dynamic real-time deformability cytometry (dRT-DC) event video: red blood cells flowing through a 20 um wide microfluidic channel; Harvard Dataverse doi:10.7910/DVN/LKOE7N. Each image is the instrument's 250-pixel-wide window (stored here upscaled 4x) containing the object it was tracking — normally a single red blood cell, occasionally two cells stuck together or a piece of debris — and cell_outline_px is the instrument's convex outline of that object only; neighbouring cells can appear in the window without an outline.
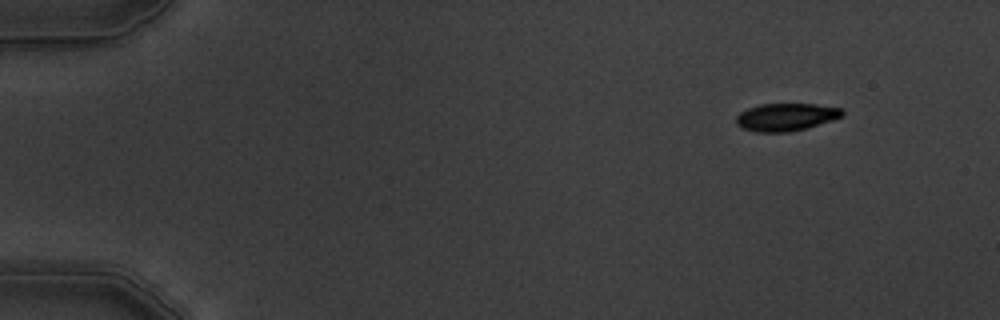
{"species": "common noctule bat (a hibernating species)", "species_latin": "Nyctalus noctula", "temperature_condition": "warm", "stored_images_in_passage": 4, "camera_frame_rate_fps": 3000, "um_per_image_px": 0.085, "animal": {"sex": "male", "body_mass_g": 19.5, "forearm_length_mm": 54.6}, "frame": {"image": 1, "passage_image": 1, "time_ms": 0.0, "image_size_px": [1000, 320], "cell_outline_px": [[844, 116], [808, 128], [788, 132], [756, 132], [744, 128], [736, 124], [736, 116], [740, 112], [748, 108], [760, 104], [816, 104], [844, 108]], "centroid_in_image_um": [66.84, 9.94], "position_along_channel_um": 18.2, "area_um2": 17.22}}
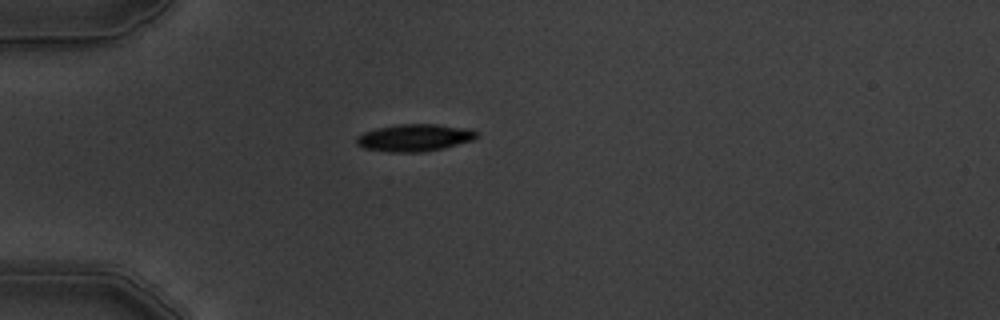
{"frame": {"image": 2, "passage_image": 4, "time_ms": 3.333, "image_size_px": [1000, 320], "cell_outline_px": [[476, 136], [472, 140], [444, 148], [424, 152], [388, 152], [364, 148], [356, 144], [356, 136], [364, 132], [376, 128], [400, 124], [436, 124], [464, 128], [476, 132]], "centroid_in_image_um": [35.17, 11.71], "position_along_channel_um": 49.8, "area_um2": 18.9}}